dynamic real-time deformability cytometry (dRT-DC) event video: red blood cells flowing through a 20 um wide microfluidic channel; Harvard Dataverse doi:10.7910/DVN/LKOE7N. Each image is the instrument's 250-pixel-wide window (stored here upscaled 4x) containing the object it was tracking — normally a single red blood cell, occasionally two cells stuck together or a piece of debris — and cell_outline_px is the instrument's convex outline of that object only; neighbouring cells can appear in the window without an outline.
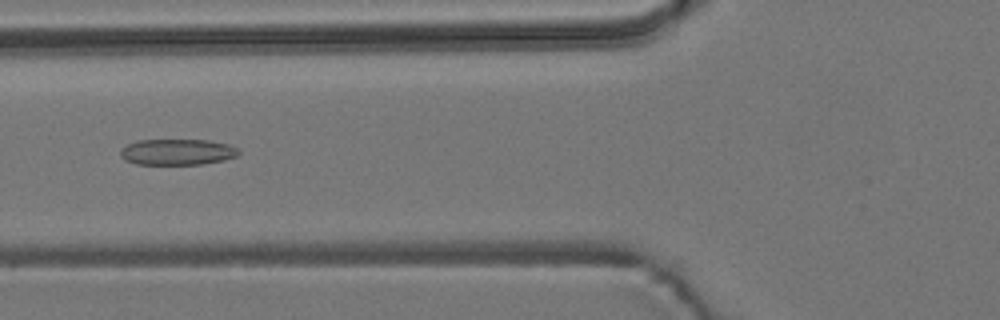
{"species": "common noctule bat (a hibernating species)", "species_latin": "Nyctalus noctula", "temperature_condition": "room temperature", "stored_images_in_passage": 49, "camera_frame_rate_fps": 3000, "um_per_image_px": 0.085, "animal": {"sex": "male", "body_mass_g": 19.2, "forearm_length_mm": 51.8}, "frame": {"image": 1, "passage_image": 15, "time_ms": 4.667, "image_size_px": [1000, 320], "cell_outline_px": [[240, 152], [236, 156], [224, 160], [200, 164], [136, 164], [124, 160], [120, 156], [120, 148], [136, 140], [208, 140], [228, 144], [240, 148]], "centroid_in_image_um": [15.06, 12.91], "position_along_channel_um": 110.7, "area_um2": 18.03}}
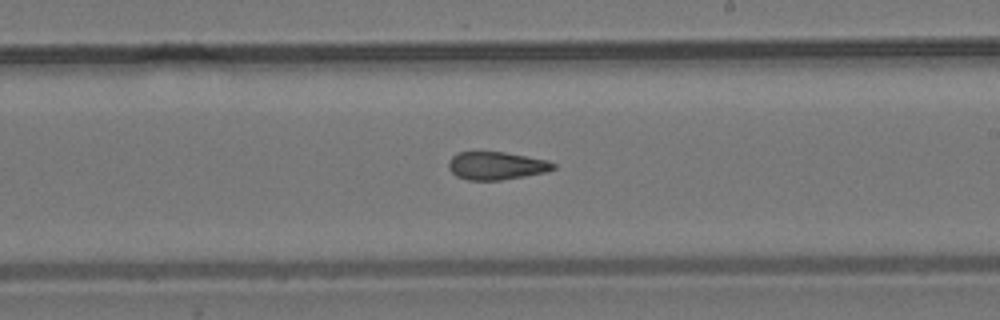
{"frame": {"image": 2, "passage_image": 26, "time_ms": 8.333, "image_size_px": [1000, 320], "cell_outline_px": [[556, 168], [544, 172], [524, 176], [500, 180], [468, 180], [456, 176], [448, 168], [448, 164], [452, 156], [456, 152], [504, 152], [548, 160], [556, 164]], "centroid_in_image_um": [42.18, 14.08], "position_along_channel_um": 246.8, "area_um2": 16.99}}
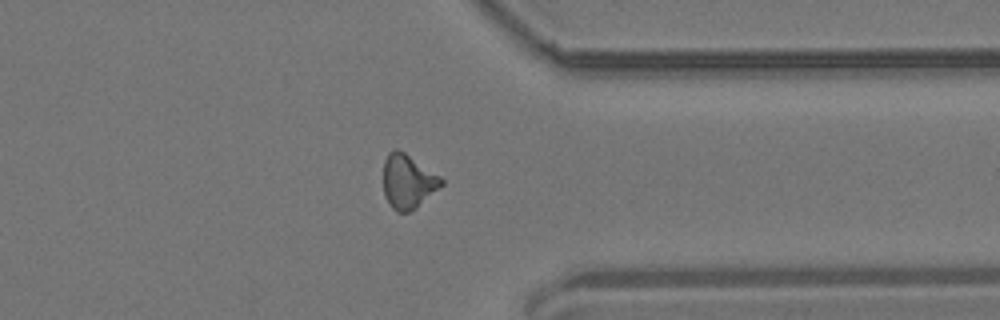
{"frame": {"image": 3, "passage_image": 37, "time_ms": 12.0, "image_size_px": [1000, 320], "cell_outline_px": [[444, 184], [416, 208], [408, 212], [396, 212], [392, 208], [384, 196], [384, 160], [388, 152], [396, 148], [404, 152], [440, 176], [444, 180]], "centroid_in_image_um": [34.67, 15.43], "position_along_channel_um": 376.7, "area_um2": 18.26}, "authors_computed_cell_mechanics": {"area_um2": 17.8602, "velocity_mm_per_s": 3.7167, "shape_relaxation_time_tau1_ms": null, "shape_relaxation_time_tau2_ms": 4.1861, "deformation_change_tau1": null, "deformation_change_tau2": 0.1359}}